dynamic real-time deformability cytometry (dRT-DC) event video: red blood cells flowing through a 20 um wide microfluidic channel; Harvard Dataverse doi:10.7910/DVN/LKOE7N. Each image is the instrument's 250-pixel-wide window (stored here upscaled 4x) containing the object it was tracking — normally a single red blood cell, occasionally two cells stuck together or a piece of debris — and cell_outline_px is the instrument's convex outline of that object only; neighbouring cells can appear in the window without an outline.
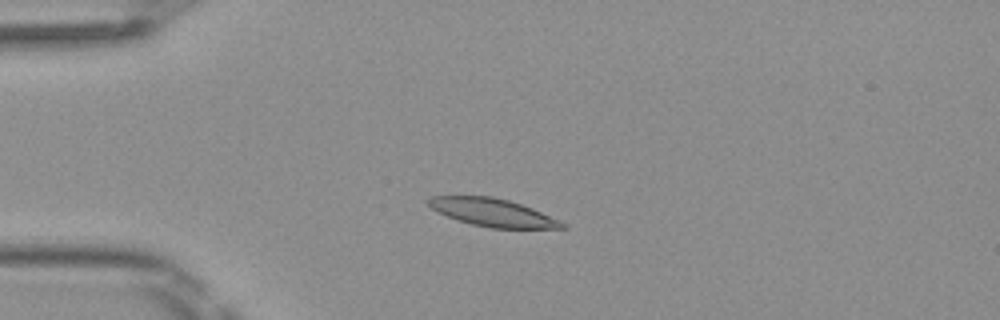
{"species": "Egyptian fruit bat (a non-hibernating species)", "species_latin": "Rousettus aegyptiacus", "temperature_condition": "room temperature", "stored_images_in_passage": 44, "camera_frame_rate_fps": 3000, "um_per_image_px": 0.085, "frame": {"image": 1, "passage_image": 7, "time_ms": 2.0, "image_size_px": [1000, 320], "cell_outline_px": [[568, 228], [492, 228], [472, 224], [448, 216], [432, 208], [428, 204], [428, 200], [432, 196], [492, 196], [508, 200], [532, 208], [560, 220], [568, 224]], "centroid_in_image_um": [41.94, 18.06], "position_along_channel_um": 43.1, "area_um2": 21.39}}
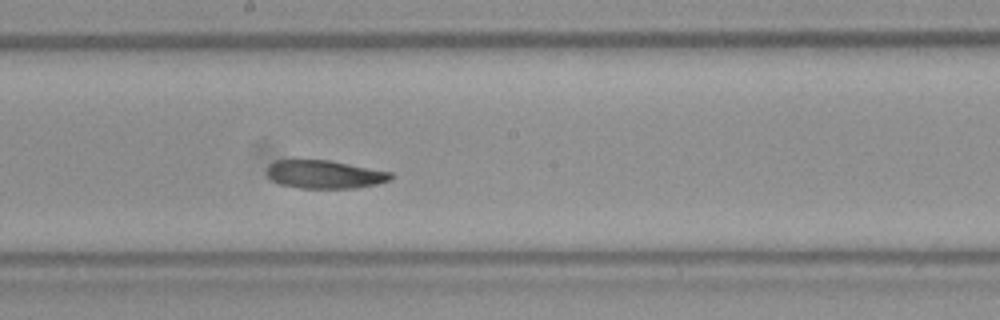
{"frame": {"image": 2, "passage_image": 22, "time_ms": 7.0, "image_size_px": [1000, 320], "cell_outline_px": [[392, 176], [388, 180], [376, 184], [356, 188], [300, 188], [280, 184], [272, 180], [264, 172], [268, 164], [276, 160], [328, 160], [392, 172]], "centroid_in_image_um": [27.53, 14.82], "position_along_channel_um": 220.7, "area_um2": 20.35}}
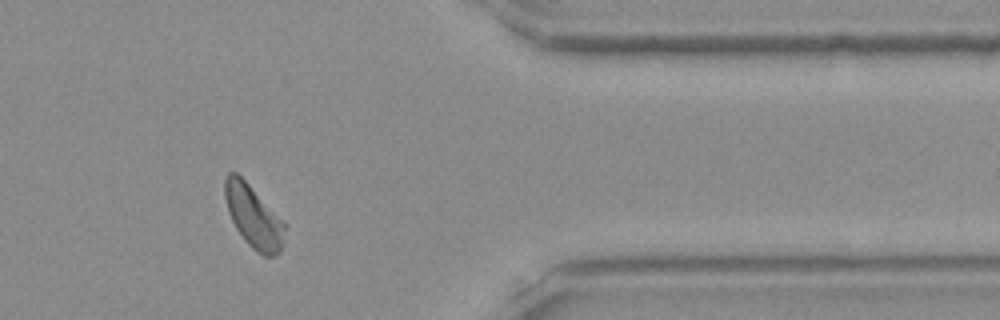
{"frame": {"image": 3, "passage_image": 36, "time_ms": 11.667, "image_size_px": [1000, 320], "cell_outline_px": [[284, 228], [280, 252], [276, 256], [264, 256], [256, 252], [244, 240], [236, 228], [228, 212], [224, 196], [224, 180], [228, 172], [236, 172], [248, 184], [284, 224]], "centroid_in_image_um": [21.48, 18.42], "position_along_channel_um": 389.9, "area_um2": 21.1}, "authors_computed_cell_mechanics": {"area_um2": 21.5016, "velocity_mm_per_s": 4.0451, "shape_relaxation_time_tau1_ms": 4.6713, "shape_relaxation_time_tau2_ms": 5.1461, "deformation_change_tau1": 0.099, "deformation_change_tau2": 0.0995}}